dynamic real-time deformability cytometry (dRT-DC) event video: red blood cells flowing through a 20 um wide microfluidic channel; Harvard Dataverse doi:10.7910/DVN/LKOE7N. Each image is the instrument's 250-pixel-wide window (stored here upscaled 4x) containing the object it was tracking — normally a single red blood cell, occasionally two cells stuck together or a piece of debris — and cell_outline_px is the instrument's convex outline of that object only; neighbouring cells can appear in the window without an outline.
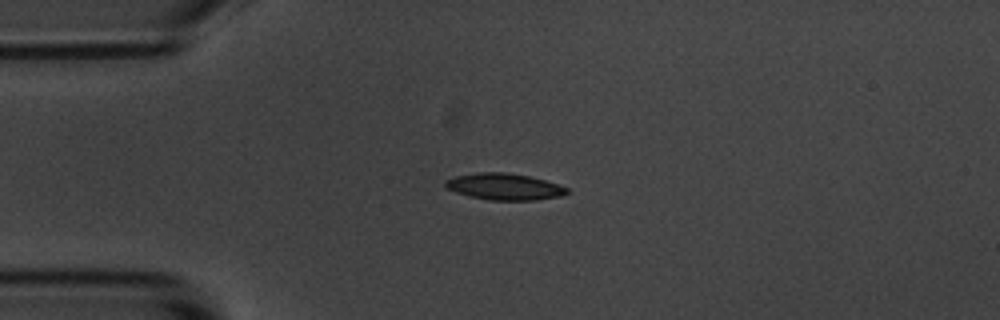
{"species": "common noctule bat (a hibernating species)", "species_latin": "Nyctalus noctula", "temperature_condition": "room temperature", "stored_images_in_passage": 7, "camera_frame_rate_fps": 3000, "um_per_image_px": 0.085, "animal": {"sex": "male", "body_mass_g": 20.1, "forearm_length_mm": 53.5}, "frame": {"image": 1, "passage_image": 3, "time_ms": 0.667, "image_size_px": [1000, 320], "cell_outline_px": [[568, 192], [560, 196], [536, 200], [488, 200], [468, 196], [456, 192], [448, 188], [444, 184], [444, 180], [456, 176], [480, 172], [504, 172], [528, 176], [544, 180], [568, 188]], "centroid_in_image_um": [42.84, 15.87], "position_along_channel_um": 42.2, "area_um2": 18.61}}
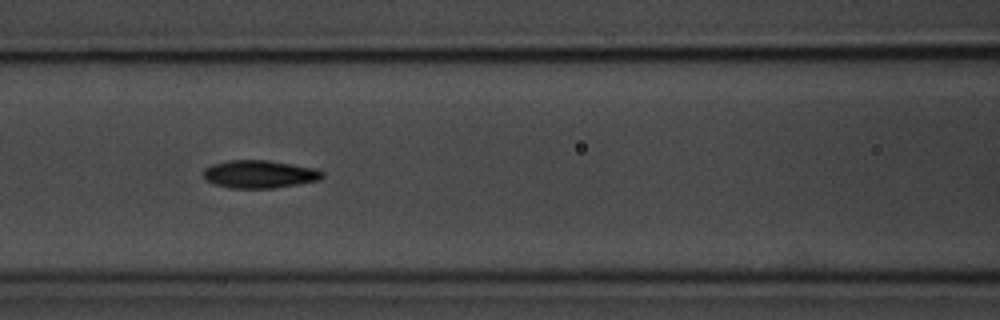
{"frame": {"image": 2, "passage_image": 6, "time_ms": 1.667, "image_size_px": [1000, 320], "cell_outline_px": [[324, 176], [320, 180], [272, 188], [228, 188], [204, 180], [204, 168], [212, 164], [228, 160], [268, 160], [320, 168], [324, 172]], "centroid_in_image_um": [22.09, 14.79], "position_along_channel_um": 144.5, "area_um2": 19.54}}
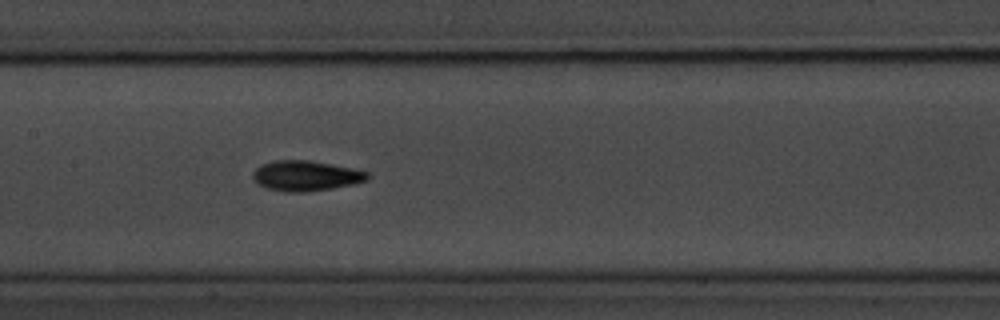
{"frame": {"image": 3, "passage_image": 7, "time_ms": 2.0, "image_size_px": [1000, 320], "cell_outline_px": [[368, 180], [356, 184], [308, 192], [284, 192], [264, 188], [256, 184], [252, 176], [252, 172], [260, 164], [276, 160], [308, 160], [332, 164], [352, 168], [368, 172]], "centroid_in_image_um": [25.96, 14.95], "position_along_channel_um": 181.4, "area_um2": 20.52}}